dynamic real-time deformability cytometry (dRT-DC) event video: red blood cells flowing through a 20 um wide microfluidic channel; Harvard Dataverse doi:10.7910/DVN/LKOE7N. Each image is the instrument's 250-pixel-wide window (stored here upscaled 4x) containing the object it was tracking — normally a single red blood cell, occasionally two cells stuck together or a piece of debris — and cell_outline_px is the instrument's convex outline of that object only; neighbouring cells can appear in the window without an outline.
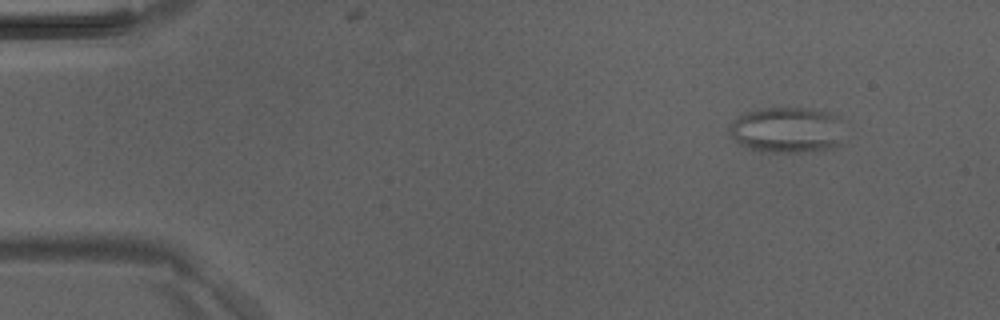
{"species": "Egyptian fruit bat (a non-hibernating species)", "species_latin": "Rousettus aegyptiacus", "temperature_condition": "room temperature", "stored_images_in_passage": 41, "camera_frame_rate_fps": 3000, "um_per_image_px": 0.085, "animal": {"sex": "male"}, "frame": {"image": 1, "passage_image": 1, "time_ms": 0.0, "image_size_px": [1000, 320], "cell_outline_px": [[840, 144], [832, 148], [800, 152], [772, 152], [752, 148], [740, 144], [728, 132], [728, 124], [740, 116], [748, 112], [764, 108], [812, 108], [828, 112], [836, 116]], "centroid_in_image_um": [66.83, 11.04], "position_along_channel_um": 18.2, "area_um2": 29.94}}
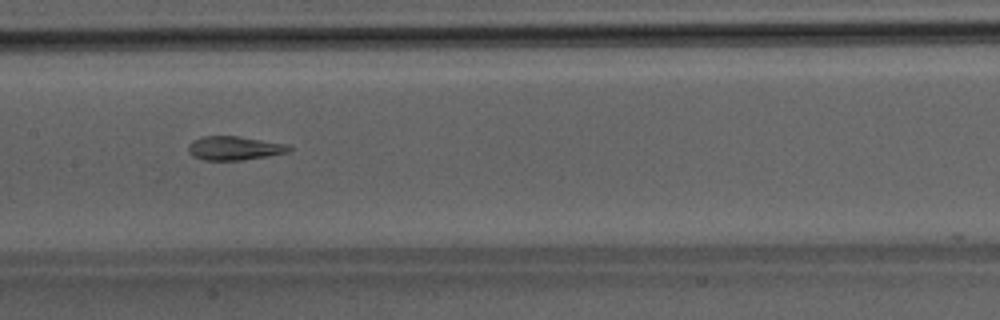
{"frame": {"image": 2, "passage_image": 19, "time_ms": 6.0, "image_size_px": [1000, 320], "cell_outline_px": [[292, 148], [288, 152], [268, 156], [240, 160], [204, 160], [192, 156], [188, 152], [188, 144], [192, 140], [204, 136], [236, 136], [284, 144]], "centroid_in_image_um": [19.85, 12.6], "position_along_channel_um": 187.6, "area_um2": 13.81}}
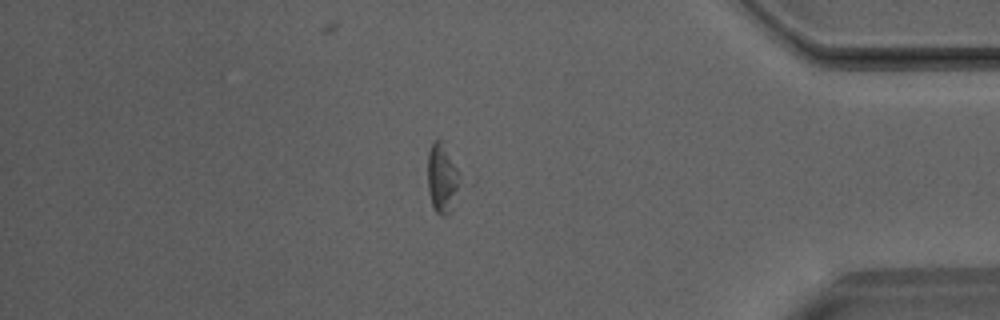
{"frame": {"image": 3, "passage_image": 35, "time_ms": 11.333, "image_size_px": [1000, 320], "cell_outline_px": [[464, 184], [452, 208], [444, 216], [440, 216], [436, 212], [432, 204], [428, 192], [428, 152], [432, 144], [436, 140], [440, 140], [460, 172], [464, 180]], "centroid_in_image_um": [37.65, 15.22], "position_along_channel_um": 397.6, "area_um2": 13.35}}